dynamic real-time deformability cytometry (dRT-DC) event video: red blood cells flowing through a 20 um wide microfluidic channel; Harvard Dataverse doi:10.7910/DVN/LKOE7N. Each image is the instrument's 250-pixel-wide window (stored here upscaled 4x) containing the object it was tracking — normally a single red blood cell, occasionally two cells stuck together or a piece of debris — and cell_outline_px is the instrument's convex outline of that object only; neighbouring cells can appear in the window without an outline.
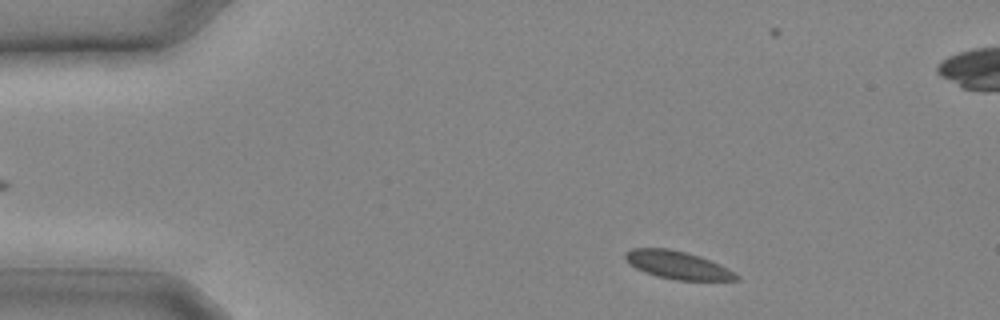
{"species": "common noctule bat (a hibernating species)", "species_latin": "Nyctalus noctula", "temperature_condition": "cold", "stored_images_in_passage": 24, "camera_frame_rate_fps": 3000, "um_per_image_px": 0.085, "animal": {"sex": "male", "body_mass_g": 20.4}, "frame": {"image": 1, "passage_image": 1, "time_ms": 0.0, "image_size_px": [1000, 320], "cell_outline_px": [[740, 280], [676, 280], [656, 276], [644, 272], [628, 264], [624, 256], [624, 252], [632, 248], [668, 248], [700, 256], [720, 264], [728, 268], [740, 276]], "centroid_in_image_um": [57.58, 22.53], "position_along_channel_um": 27.4, "area_um2": 18.15}}
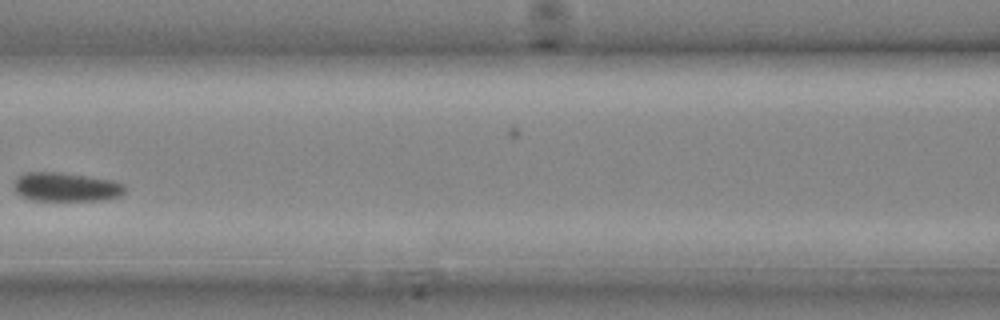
{"frame": {"image": 2, "passage_image": 9, "time_ms": 2.667, "image_size_px": [1000, 320], "cell_outline_px": [[124, 192], [116, 196], [100, 200], [28, 200], [16, 192], [16, 180], [24, 172], [56, 172], [112, 180], [124, 184]], "centroid_in_image_um": [5.59, 15.89], "position_along_channel_um": 161.0, "area_um2": 18.21}}
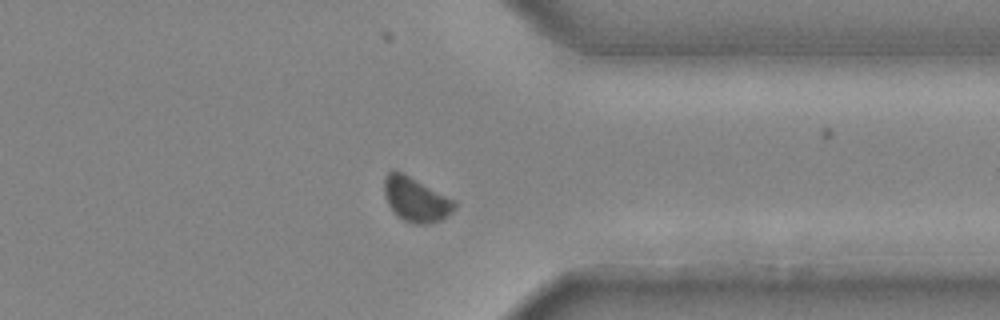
{"frame": {"image": 3, "passage_image": 18, "time_ms": 5.667, "image_size_px": [1000, 320], "cell_outline_px": [[456, 208], [448, 216], [432, 224], [416, 224], [404, 220], [388, 204], [384, 192], [384, 180], [388, 172], [400, 172], [456, 200]], "centroid_in_image_um": [35.4, 16.98], "position_along_channel_um": 376.0, "area_um2": 17.8}}